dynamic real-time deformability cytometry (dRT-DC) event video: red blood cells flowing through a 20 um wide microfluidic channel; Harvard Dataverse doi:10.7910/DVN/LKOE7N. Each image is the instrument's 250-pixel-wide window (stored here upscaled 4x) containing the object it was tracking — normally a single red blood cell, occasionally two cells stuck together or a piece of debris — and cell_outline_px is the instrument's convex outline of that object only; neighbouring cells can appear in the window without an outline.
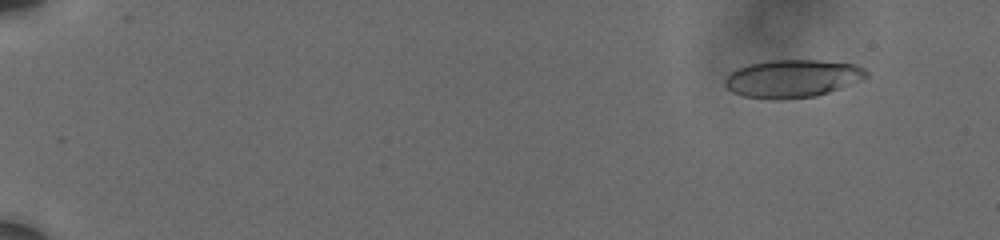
{"species": "human", "species_latin": "Homo sapiens", "temperature_condition": "cold", "stored_images_in_passage": 14, "camera_frame_rate_fps": 3000, "um_per_image_px": 0.085, "donor": {"sex": "male"}, "frame": {"image": 1, "passage_image": 3, "time_ms": 1.667, "image_size_px": [1000, 240], "cell_outline_px": [[868, 76], [860, 80], [840, 88], [816, 96], [780, 100], [772, 100], [744, 96], [732, 92], [724, 84], [724, 80], [728, 72], [736, 68], [748, 64], [768, 60], [820, 60], [852, 64], [864, 68], [868, 72]], "centroid_in_image_um": [67.3, 6.68], "position_along_channel_um": 17.7, "area_um2": 31.39}}
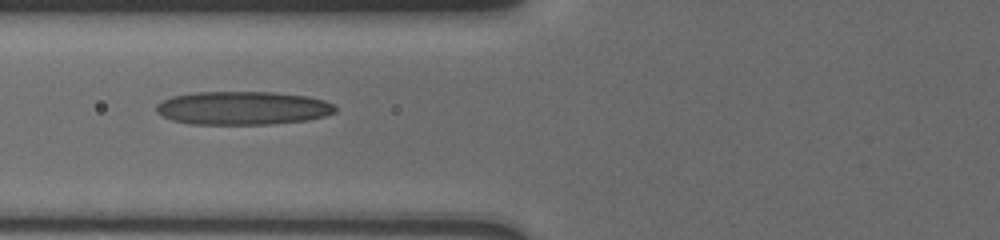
{"frame": {"image": 2, "passage_image": 10, "time_ms": 8.333, "image_size_px": [1000, 240], "cell_outline_px": [[336, 112], [324, 116], [308, 120], [272, 124], [188, 124], [172, 120], [156, 112], [156, 104], [172, 96], [196, 92], [272, 92], [308, 96], [324, 100], [332, 104], [336, 108]], "centroid_in_image_um": [20.63, 9.19], "position_along_channel_um": 105.2, "area_um2": 34.91}}
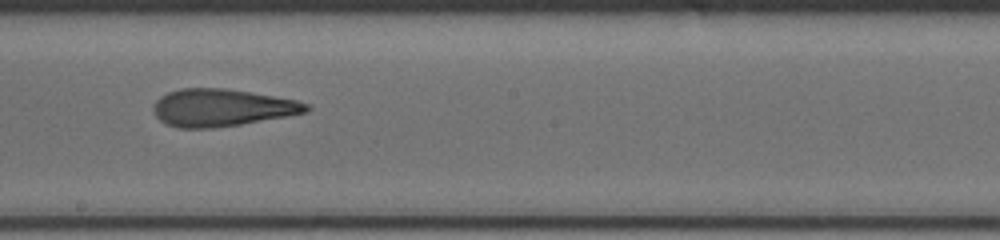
{"frame": {"image": 3, "passage_image": 13, "time_ms": 11.667, "image_size_px": [1000, 240], "cell_outline_px": [[312, 108], [308, 112], [288, 116], [240, 124], [212, 128], [176, 128], [164, 124], [156, 116], [152, 108], [156, 100], [160, 96], [168, 92], [180, 88], [224, 88], [296, 100], [308, 104]], "centroid_in_image_um": [18.82, 9.16], "position_along_channel_um": 229.4, "area_um2": 33.29}}